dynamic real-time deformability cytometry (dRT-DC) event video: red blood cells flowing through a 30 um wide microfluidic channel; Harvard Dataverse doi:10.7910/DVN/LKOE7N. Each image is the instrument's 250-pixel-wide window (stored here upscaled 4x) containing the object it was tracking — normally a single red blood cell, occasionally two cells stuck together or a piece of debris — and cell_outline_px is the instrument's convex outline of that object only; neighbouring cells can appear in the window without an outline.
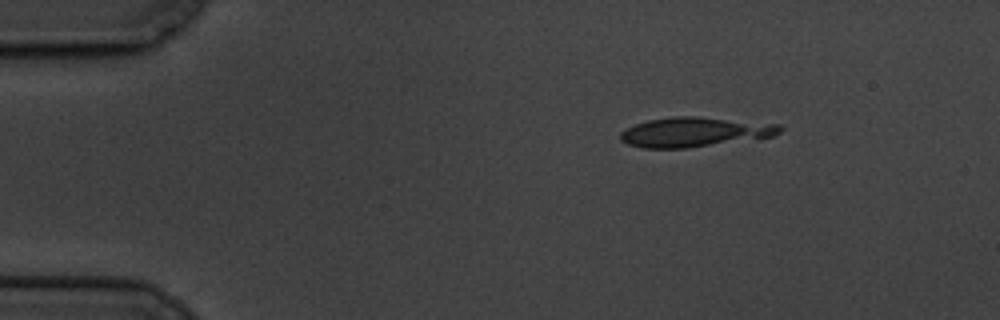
{"species": "common noctule bat (a hibernating species)", "species_latin": "Nyctalus noctula", "temperature_condition": "cold", "stored_images_in_passage": 4, "camera_frame_rate_fps": 3000, "um_per_image_px": 0.085, "animal": {"sex": "male", "body_mass_g": 19.5, "forearm_length_mm": 54.6}, "frame": {"image": 1, "passage_image": 1, "time_ms": 0.0, "image_size_px": [1000, 320], "cell_outline_px": [[784, 128], [780, 132], [772, 136], [688, 148], [644, 148], [628, 144], [620, 140], [620, 132], [636, 124], [648, 120], [672, 116], [700, 116], [780, 124]], "centroid_in_image_um": [59.05, 11.21], "position_along_channel_um": 26.0, "area_um2": 27.51}}